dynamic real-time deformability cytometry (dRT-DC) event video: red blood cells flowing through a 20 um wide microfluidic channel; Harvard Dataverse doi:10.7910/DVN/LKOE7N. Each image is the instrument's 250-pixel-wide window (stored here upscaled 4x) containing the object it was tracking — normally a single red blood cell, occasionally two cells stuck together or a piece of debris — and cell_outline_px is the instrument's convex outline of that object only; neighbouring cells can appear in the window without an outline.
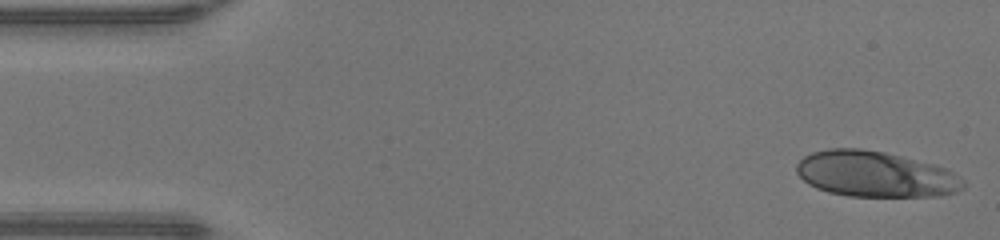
{"species": "human", "species_latin": "Homo sapiens", "temperature_condition": "warm", "stored_images_in_passage": 46, "camera_frame_rate_fps": 3000, "um_per_image_px": 0.085, "donor": {"sex": "male"}, "frame": {"image": 1, "passage_image": 1, "time_ms": 0.0, "image_size_px": [1000, 240], "cell_outline_px": [[964, 188], [956, 192], [940, 196], [848, 196], [828, 192], [816, 188], [808, 184], [796, 172], [796, 164], [804, 156], [812, 152], [828, 148], [860, 148], [884, 152], [936, 164], [948, 168], [964, 180]], "centroid_in_image_um": [74.42, 14.8], "position_along_channel_um": 10.6, "area_um2": 44.8}}
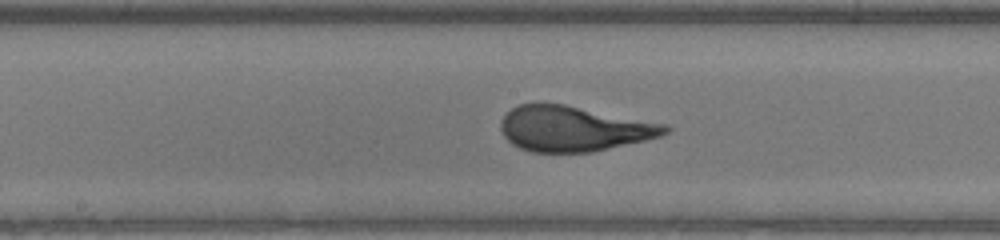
{"frame": {"image": 2, "passage_image": 23, "time_ms": 7.333, "image_size_px": [1000, 240], "cell_outline_px": [[672, 128], [668, 132], [660, 136], [644, 140], [592, 152], [532, 152], [520, 148], [512, 144], [504, 136], [500, 128], [500, 120], [512, 108], [520, 104], [536, 100], [564, 104], [668, 124]], "centroid_in_image_um": [48.73, 10.91], "position_along_channel_um": 199.5, "area_um2": 43.81}}
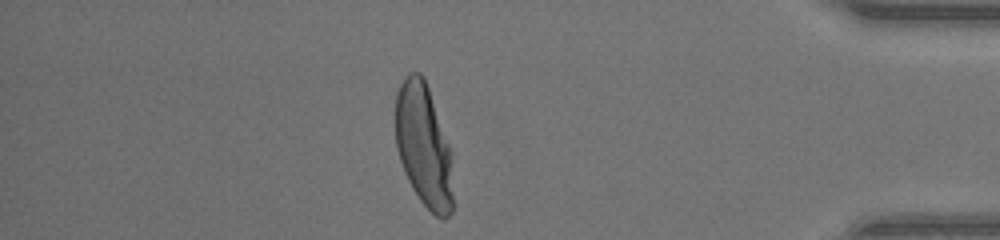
{"frame": {"image": 3, "passage_image": 40, "time_ms": 13.0, "image_size_px": [1000, 240], "cell_outline_px": [[452, 212], [444, 220], [436, 216], [420, 200], [412, 188], [408, 180], [400, 160], [396, 144], [396, 96], [400, 84], [404, 76], [408, 72], [420, 72], [424, 76], [448, 144], [452, 196]], "centroid_in_image_um": [35.98, 12.34], "position_along_channel_um": 399.2, "area_um2": 40.46}, "authors_computed_cell_mechanics": {"area_um2": 43.7835, "velocity_mm_per_s": 4.2913, "shape_relaxation_time_tau1_ms": 4.4917, "shape_relaxation_time_tau2_ms": null, "deformation_change_tau1": 0.2744, "deformation_change_tau2": null}}